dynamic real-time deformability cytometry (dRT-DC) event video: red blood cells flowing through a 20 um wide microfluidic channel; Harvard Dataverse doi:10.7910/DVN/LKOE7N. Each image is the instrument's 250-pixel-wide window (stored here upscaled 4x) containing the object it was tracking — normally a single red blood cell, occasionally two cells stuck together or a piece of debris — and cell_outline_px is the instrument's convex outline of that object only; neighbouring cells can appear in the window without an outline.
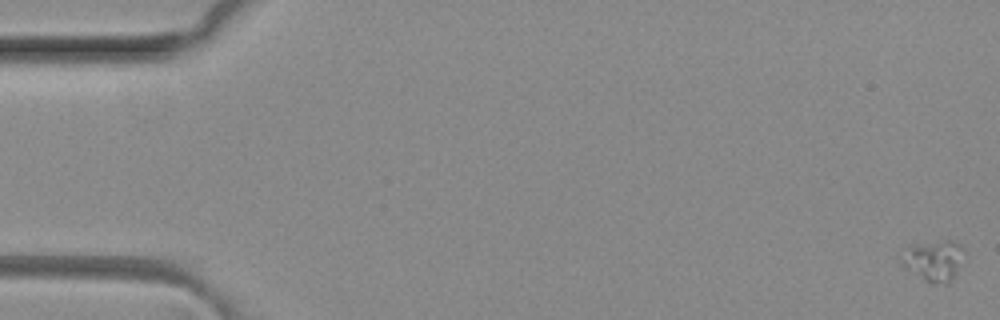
{"species": "common noctule bat (a hibernating species)", "species_latin": "Nyctalus noctula", "temperature_condition": "room temperature", "stored_images_in_passage": 6, "camera_frame_rate_fps": 3000, "um_per_image_px": 0.085, "animal": {"sex": "female", "body_mass_g": 29.2, "forearm_length_mm": 56.3}, "frame": {"image": 1, "passage_image": 1, "time_ms": 0.0, "image_size_px": [1000, 320], "cell_outline_px": [[964, 248], [956, 272], [952, 280], [948, 284], [932, 284], [924, 280], [904, 268], [900, 264], [900, 256], [908, 244], [944, 240], [952, 240], [960, 244]], "centroid_in_image_um": [79.3, 22.13], "position_along_channel_um": 5.7, "area_um2": 15.2}}
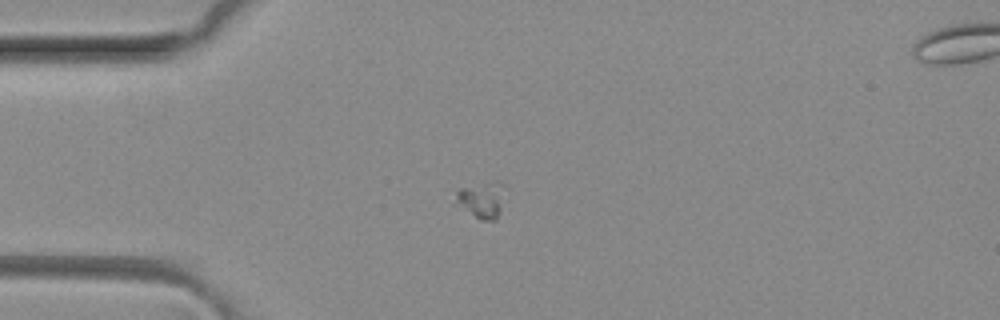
{"frame": {"image": 2, "passage_image": 4, "time_ms": 1.0, "image_size_px": [1000, 320], "cell_outline_px": [[504, 184], [500, 212], [496, 220], [480, 220], [452, 204], [456, 192], [460, 188], [488, 180], [496, 180]], "centroid_in_image_um": [40.88, 16.97], "position_along_channel_um": 44.1, "area_um2": 10.92}}